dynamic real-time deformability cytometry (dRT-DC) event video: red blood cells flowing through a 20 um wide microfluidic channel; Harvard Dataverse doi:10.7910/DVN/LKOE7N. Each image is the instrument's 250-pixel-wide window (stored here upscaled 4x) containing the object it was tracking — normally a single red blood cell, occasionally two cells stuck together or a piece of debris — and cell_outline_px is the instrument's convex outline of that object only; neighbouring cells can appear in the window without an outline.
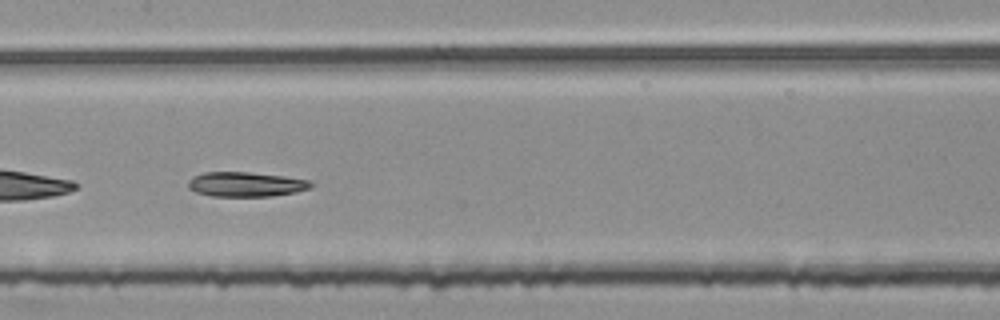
{"species": "common noctule bat (a hibernating species)", "species_latin": "Nyctalus noctula", "temperature_condition": "room temperature", "stored_images_in_passage": 26, "camera_frame_rate_fps": 3000, "um_per_image_px": 0.085, "animal": {"sex": "female", "body_mass_g": 25.1}, "frame": {"image": 1, "passage_image": 26, "time_ms": 8.333, "image_size_px": [1000, 320], "cell_outline_px": [[316, 184], [312, 188], [296, 192], [272, 196], [212, 196], [196, 192], [188, 188], [188, 180], [192, 176], [204, 172], [248, 172], [284, 176], [308, 180]], "centroid_in_image_um": [20.91, 15.66], "position_along_channel_um": 186.5, "area_um2": 17.8}}